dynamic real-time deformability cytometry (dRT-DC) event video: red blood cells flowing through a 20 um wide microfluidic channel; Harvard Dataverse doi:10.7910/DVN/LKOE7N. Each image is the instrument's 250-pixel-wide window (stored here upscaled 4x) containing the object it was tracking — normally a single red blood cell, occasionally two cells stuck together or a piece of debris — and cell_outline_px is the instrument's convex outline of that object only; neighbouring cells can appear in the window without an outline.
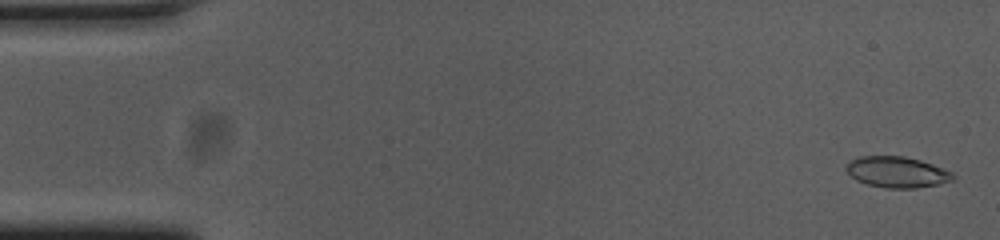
{"species": "common noctule bat (a hibernating species)", "species_latin": "Nyctalus noctula", "temperature_condition": "cold", "stored_images_in_passage": 55, "camera_frame_rate_fps": 3000, "um_per_image_px": 0.085, "animal": {"sex": "female", "body_mass_g": 23.0, "forearm_length_mm": 53.4}, "frame": {"image": 1, "passage_image": 2, "time_ms": 0.333, "image_size_px": [1000, 240], "cell_outline_px": [[956, 176], [952, 180], [936, 184], [916, 188], [884, 188], [868, 184], [856, 180], [844, 168], [852, 160], [860, 156], [904, 156], [920, 160], [932, 164], [952, 172]], "centroid_in_image_um": [76.24, 14.62], "position_along_channel_um": 8.8, "area_um2": 19.07}}
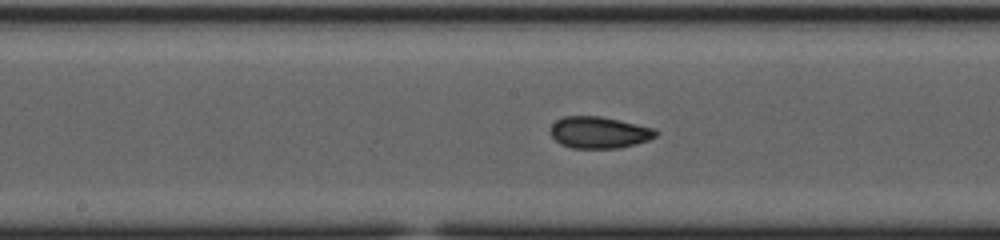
{"frame": {"image": 2, "passage_image": 28, "time_ms": 9.0, "image_size_px": [1000, 240], "cell_outline_px": [[660, 132], [656, 136], [648, 140], [636, 144], [620, 148], [572, 148], [560, 144], [548, 132], [552, 124], [556, 120], [564, 116], [600, 116], [620, 120], [652, 128]], "centroid_in_image_um": [50.9, 11.26], "position_along_channel_um": 197.3, "area_um2": 19.54}}
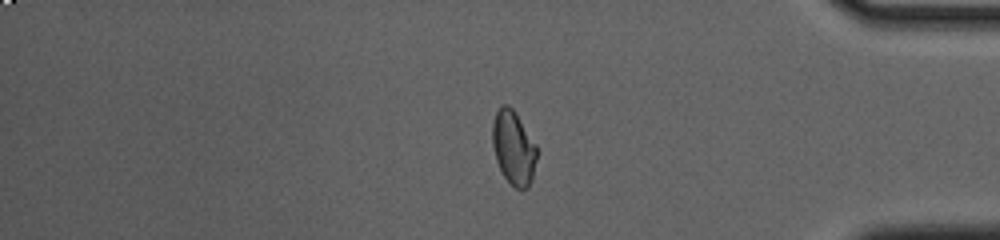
{"frame": {"image": 3, "passage_image": 46, "time_ms": 15.0, "image_size_px": [1000, 240], "cell_outline_px": [[536, 160], [532, 180], [528, 188], [516, 188], [504, 176], [496, 160], [492, 144], [492, 124], [496, 112], [500, 104], [508, 104], [516, 112], [536, 144]], "centroid_in_image_um": [43.64, 12.51], "position_along_channel_um": 391.6, "area_um2": 19.13}, "authors_computed_cell_mechanics": {"area_um2": 19.2474, "velocity_mm_per_s": 3.691, "shape_relaxation_time_tau1_ms": null, "shape_relaxation_time_tau2_ms": 1.7812, "deformation_change_tau1": null, "deformation_change_tau2": 0.0711}}